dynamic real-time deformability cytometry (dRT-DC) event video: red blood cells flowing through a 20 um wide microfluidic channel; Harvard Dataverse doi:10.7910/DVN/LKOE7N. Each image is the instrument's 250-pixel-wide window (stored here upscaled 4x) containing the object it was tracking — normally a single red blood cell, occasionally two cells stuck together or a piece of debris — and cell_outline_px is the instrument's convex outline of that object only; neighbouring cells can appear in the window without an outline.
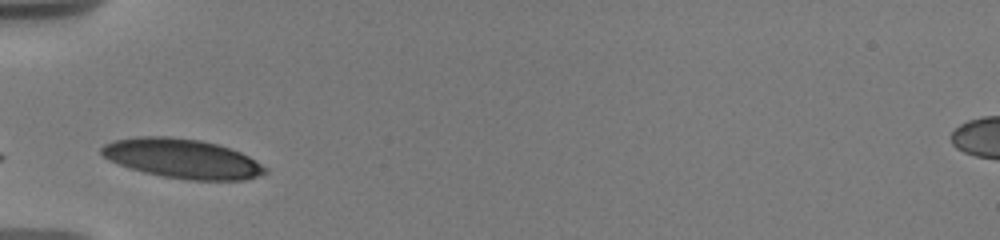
{"species": "human", "species_latin": "Homo sapiens", "temperature_condition": "warm", "stored_images_in_passage": 28, "camera_frame_rate_fps": 3000, "um_per_image_px": 0.085, "donor": {"sex": "male"}, "frame": {"image": 1, "passage_image": 1, "time_ms": 0.0, "image_size_px": [1000, 240], "cell_outline_px": [[268, 172], [244, 180], [188, 180], [160, 176], [144, 172], [108, 160], [100, 152], [100, 148], [104, 144], [116, 140], [136, 136], [168, 136], [200, 140], [220, 144], [240, 152], [248, 156], [268, 168]], "centroid_in_image_um": [15.5, 13.47], "position_along_channel_um": 69.5, "area_um2": 37.63}, "authors_computed_cell_mechanics": {"area_um2": 35.7204, "velocity_mm_per_s": 3.5336, "shape_relaxation_time_tau1_ms": 1.2218, "shape_relaxation_time_tau2_ms": null, "deformation_change_tau1": 0.0583, "deformation_change_tau2": null}}